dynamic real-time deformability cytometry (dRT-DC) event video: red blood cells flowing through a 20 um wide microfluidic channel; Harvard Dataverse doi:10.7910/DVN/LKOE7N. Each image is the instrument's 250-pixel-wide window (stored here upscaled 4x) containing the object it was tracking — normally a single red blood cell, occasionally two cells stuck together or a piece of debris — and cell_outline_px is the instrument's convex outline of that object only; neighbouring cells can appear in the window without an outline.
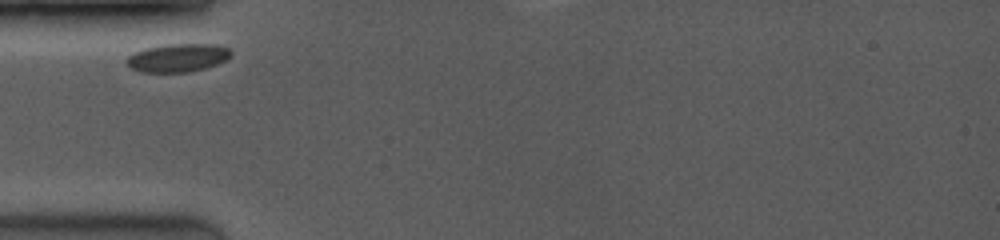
{"species": "common noctule bat (a hibernating species)", "species_latin": "Nyctalus noctula", "temperature_condition": "room temperature", "stored_images_in_passage": 6, "camera_frame_rate_fps": 3500, "um_per_image_px": 0.085, "animal": {"sex": "female", "body_mass_g": 19.0, "forearm_length_mm": 53.3}, "frame": {"image": 1, "passage_image": 1, "time_ms": 0.0, "image_size_px": [1000, 240], "cell_outline_px": [[232, 56], [228, 60], [204, 68], [188, 72], [140, 72], [132, 68], [124, 60], [128, 56], [144, 48], [164, 44], [216, 44], [228, 48], [232, 52]], "centroid_in_image_um": [15.13, 4.9], "position_along_channel_um": 69.9, "area_um2": 17.28}}
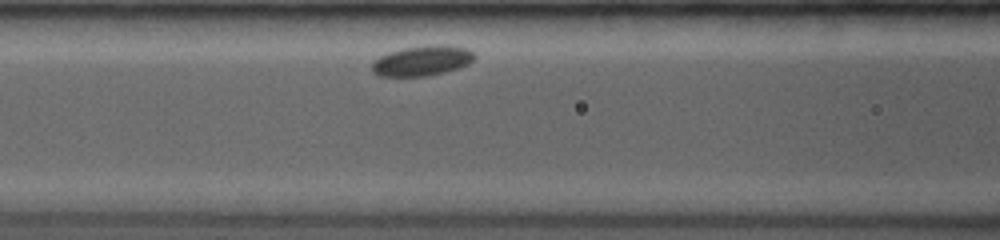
{"frame": {"image": 2, "passage_image": 4, "time_ms": 1.714, "image_size_px": [1000, 240], "cell_outline_px": [[476, 56], [468, 64], [444, 72], [428, 76], [380, 76], [372, 72], [372, 64], [380, 56], [388, 52], [404, 48], [436, 44], [440, 44], [468, 48]], "centroid_in_image_um": [35.88, 5.16], "position_along_channel_um": 130.7, "area_um2": 17.86}}